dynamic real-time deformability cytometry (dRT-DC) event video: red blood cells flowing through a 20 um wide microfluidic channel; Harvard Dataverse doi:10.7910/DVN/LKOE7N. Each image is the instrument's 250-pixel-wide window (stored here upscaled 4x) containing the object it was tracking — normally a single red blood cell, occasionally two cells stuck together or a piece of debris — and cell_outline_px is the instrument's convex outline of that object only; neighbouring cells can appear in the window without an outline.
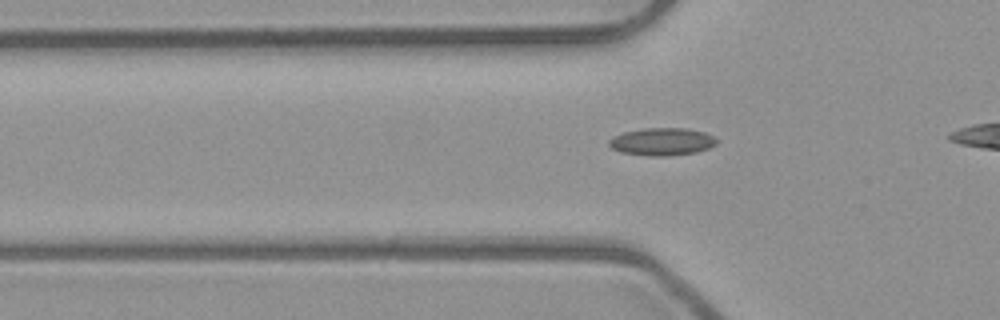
{"species": "common noctule bat (a hibernating species)", "species_latin": "Nyctalus noctula", "temperature_condition": "room temperature", "stored_images_in_passage": 28, "camera_frame_rate_fps": 3000, "um_per_image_px": 0.085, "animal": {"sex": "male", "body_mass_g": 23.1, "forearm_length_mm": 52.7}, "frame": {"image": 1, "passage_image": 3, "time_ms": 0.667, "image_size_px": [1000, 320], "cell_outline_px": [[716, 144], [708, 148], [696, 152], [664, 156], [648, 156], [620, 152], [612, 148], [608, 144], [608, 140], [612, 136], [624, 132], [644, 128], [688, 128], [704, 132], [712, 136], [716, 140]], "centroid_in_image_um": [56.23, 12.04], "position_along_channel_um": 69.6, "area_um2": 17.28}}
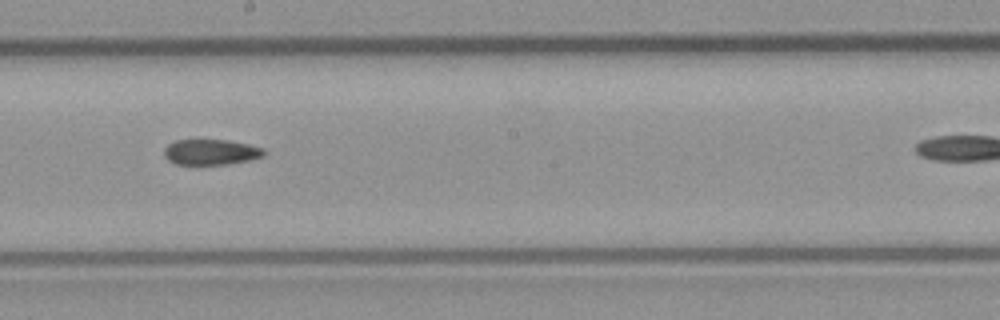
{"frame": {"image": 2, "passage_image": 15, "time_ms": 4.667, "image_size_px": [1000, 320], "cell_outline_px": [[264, 156], [248, 160], [228, 164], [176, 164], [168, 160], [164, 156], [164, 148], [168, 144], [176, 140], [228, 140], [248, 144], [264, 148]], "centroid_in_image_um": [17.91, 12.92], "position_along_channel_um": 230.3, "area_um2": 14.8}}
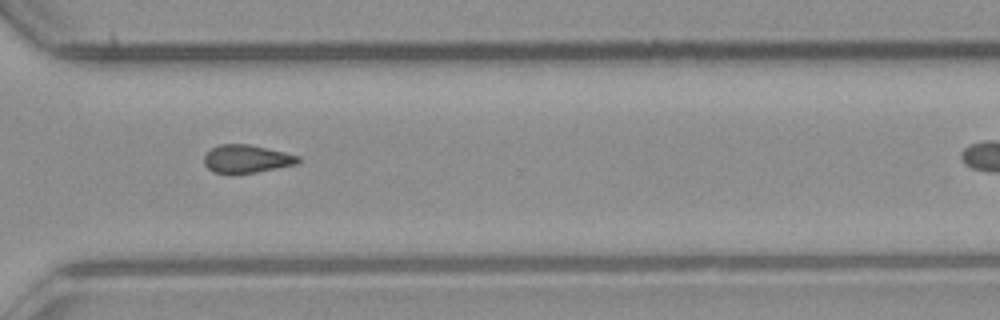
{"frame": {"image": 3, "passage_image": 24, "time_ms": 7.667, "image_size_px": [1000, 320], "cell_outline_px": [[300, 160], [296, 164], [256, 172], [212, 172], [204, 164], [204, 156], [212, 148], [220, 144], [248, 144], [284, 152], [300, 156]], "centroid_in_image_um": [20.96, 13.49], "position_along_channel_um": 349.6, "area_um2": 14.97}}